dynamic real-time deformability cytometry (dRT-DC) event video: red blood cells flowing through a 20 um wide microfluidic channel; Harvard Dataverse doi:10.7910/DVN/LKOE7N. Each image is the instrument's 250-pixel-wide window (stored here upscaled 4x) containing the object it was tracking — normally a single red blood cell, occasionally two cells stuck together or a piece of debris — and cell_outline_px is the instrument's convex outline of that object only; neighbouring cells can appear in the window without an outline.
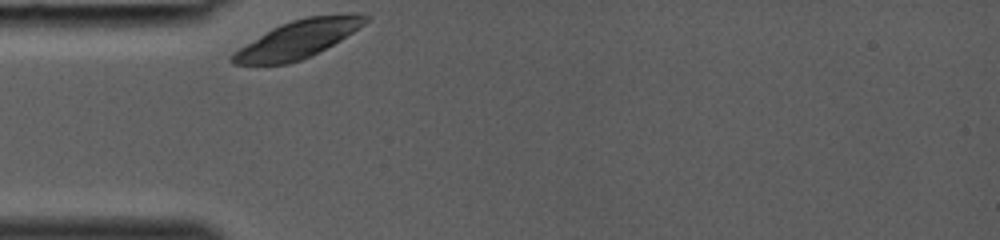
{"species": "common noctule bat (a hibernating species)", "species_latin": "Nyctalus noctula", "temperature_condition": "room temperature", "stored_images_in_passage": 21, "camera_frame_rate_fps": 3000, "um_per_image_px": 0.085, "animal": {"sex": "female", "body_mass_g": 19.0, "forearm_length_mm": 53.3}, "frame": {"image": 1, "passage_image": 1, "time_ms": 0.0, "image_size_px": [1000, 240], "cell_outline_px": [[368, 20], [364, 24], [340, 40], [312, 56], [288, 64], [232, 64], [228, 60], [232, 52], [272, 28], [280, 24], [292, 20], [308, 16], [344, 12], [356, 12], [368, 16]], "centroid_in_image_um": [25.33, 3.31], "position_along_channel_um": 59.7, "area_um2": 29.42}}
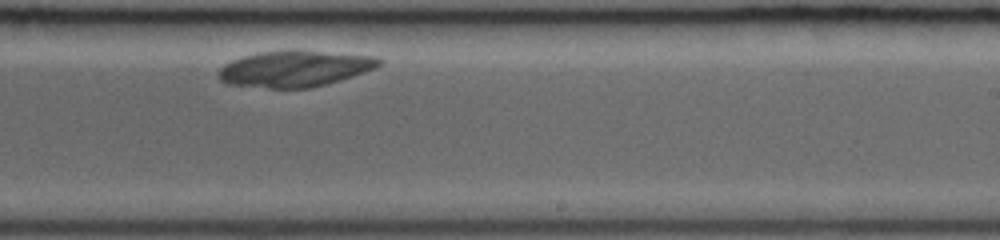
{"frame": {"image": 2, "passage_image": 12, "time_ms": 3.667, "image_size_px": [1000, 240], "cell_outline_px": [[384, 60], [376, 68], [352, 76], [324, 84], [308, 88], [268, 88], [228, 84], [220, 80], [216, 76], [216, 72], [224, 64], [232, 60], [244, 56], [260, 52], [320, 52], [372, 56]], "centroid_in_image_um": [24.99, 5.87], "position_along_channel_um": 264.0, "area_um2": 32.95}}
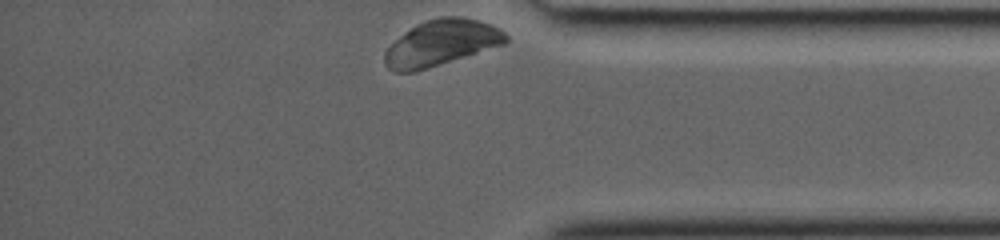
{"frame": {"image": 3, "passage_image": 21, "time_ms": 6.667, "image_size_px": [1000, 240], "cell_outline_px": [[508, 40], [504, 44], [416, 72], [396, 72], [388, 68], [384, 64], [384, 52], [400, 36], [416, 24], [424, 20], [440, 16], [460, 16], [480, 20], [492, 24], [504, 32], [508, 36]], "centroid_in_image_um": [37.51, 3.64], "position_along_channel_um": 397.7, "area_um2": 32.31}}